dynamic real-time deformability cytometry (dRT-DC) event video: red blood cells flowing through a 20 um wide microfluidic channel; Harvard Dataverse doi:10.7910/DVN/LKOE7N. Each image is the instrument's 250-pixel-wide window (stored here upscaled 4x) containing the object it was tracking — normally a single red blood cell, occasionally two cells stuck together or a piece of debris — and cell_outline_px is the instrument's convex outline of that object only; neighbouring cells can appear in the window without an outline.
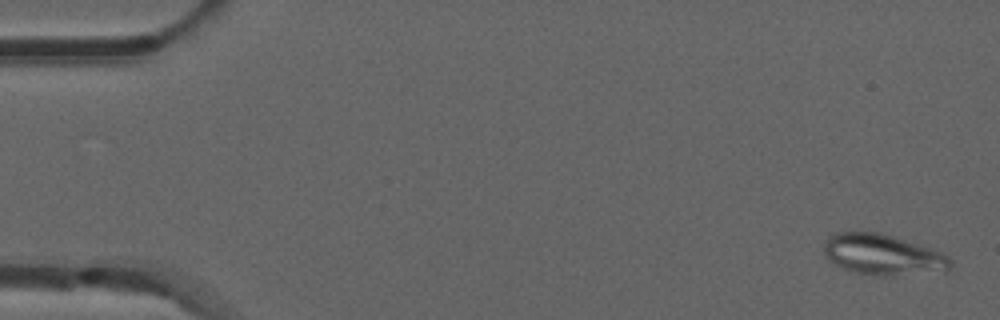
{"species": "common noctule bat (a hibernating species)", "species_latin": "Nyctalus noctula", "temperature_condition": "room temperature", "stored_images_in_passage": 53, "camera_frame_rate_fps": 3000, "um_per_image_px": 0.085, "animal": {"sex": "male", "forearm_length_mm": 52.5}, "frame": {"image": 1, "passage_image": 2, "time_ms": 0.333, "image_size_px": [1000, 320], "cell_outline_px": [[952, 264], [948, 272], [892, 276], [880, 276], [852, 272], [828, 260], [824, 256], [824, 244], [828, 236], [832, 232], [880, 232], [944, 252], [952, 260]], "centroid_in_image_um": [75.08, 21.66], "position_along_channel_um": 9.9, "area_um2": 30.69}}
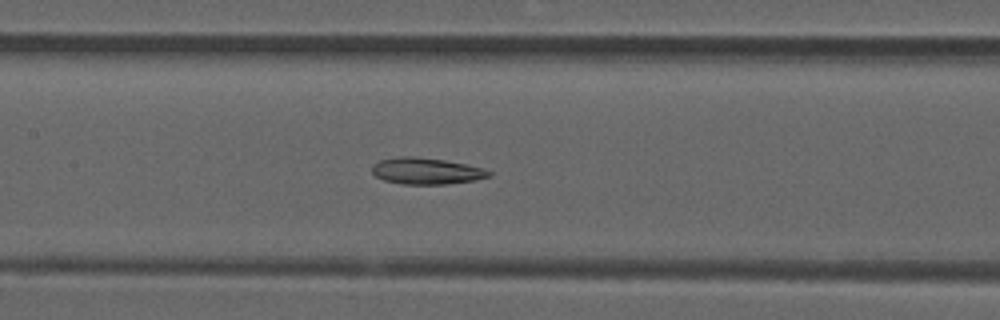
{"frame": {"image": 2, "passage_image": 25, "time_ms": 8.0, "image_size_px": [1000, 320], "cell_outline_px": [[492, 176], [476, 180], [448, 184], [404, 184], [384, 180], [376, 176], [372, 172], [372, 164], [380, 160], [400, 156], [416, 156], [444, 160], [484, 168], [492, 172]], "centroid_in_image_um": [36.25, 14.53], "position_along_channel_um": 171.1, "area_um2": 18.09}}
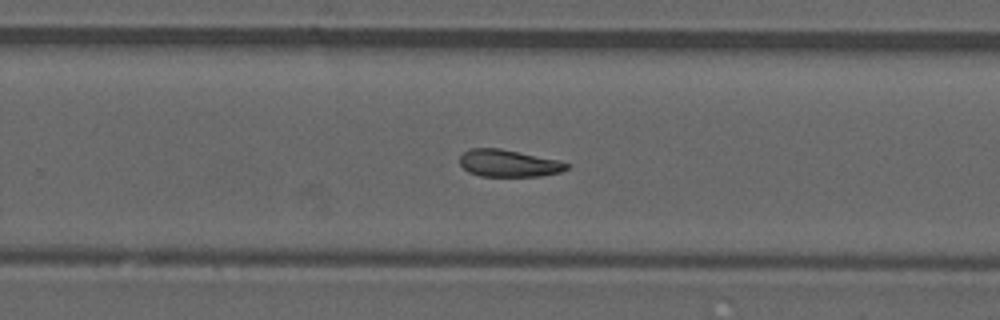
{"frame": {"image": 3, "passage_image": 34, "time_ms": 11.0, "image_size_px": [1000, 320], "cell_outline_px": [[572, 164], [568, 168], [560, 172], [540, 176], [480, 176], [468, 172], [460, 164], [460, 156], [468, 148], [500, 148], [556, 160]], "centroid_in_image_um": [43.21, 13.88], "position_along_channel_um": 286.6, "area_um2": 16.82}, "authors_computed_cell_mechanics": {"area_um2": 18.0914, "velocity_mm_per_s": 3.8674, "shape_relaxation_time_tau1_ms": null, "shape_relaxation_time_tau2_ms": 11.1729, "deformation_change_tau1": null, "deformation_change_tau2": 0.1951}}